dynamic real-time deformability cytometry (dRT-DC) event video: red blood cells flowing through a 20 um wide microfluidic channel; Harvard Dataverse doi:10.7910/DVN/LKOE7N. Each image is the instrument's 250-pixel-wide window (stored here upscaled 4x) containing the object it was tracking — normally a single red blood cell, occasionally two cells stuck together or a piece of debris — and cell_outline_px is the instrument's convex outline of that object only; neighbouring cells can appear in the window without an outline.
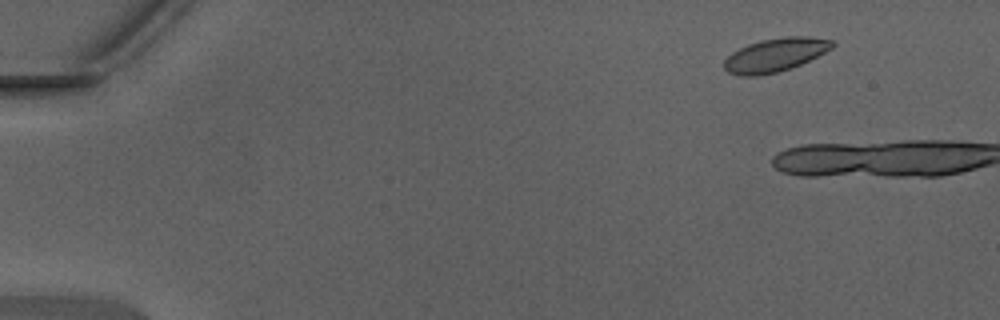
{"species": "Egyptian fruit bat (a non-hibernating species)", "species_latin": "Rousettus aegyptiacus", "temperature_condition": "warm", "stored_images_in_passage": 4, "camera_frame_rate_fps": 3000, "um_per_image_px": 0.085, "animal": {"sex": "male"}, "frame": {"image": 1, "passage_image": 2, "time_ms": 0.333, "image_size_px": [1000, 320], "cell_outline_px": [[836, 44], [832, 48], [800, 64], [776, 72], [756, 76], [740, 76], [728, 72], [724, 68], [724, 60], [732, 52], [748, 44], [760, 40], [788, 36], [808, 36], [832, 40]], "centroid_in_image_um": [65.87, 4.66], "position_along_channel_um": 19.1, "area_um2": 20.87}}